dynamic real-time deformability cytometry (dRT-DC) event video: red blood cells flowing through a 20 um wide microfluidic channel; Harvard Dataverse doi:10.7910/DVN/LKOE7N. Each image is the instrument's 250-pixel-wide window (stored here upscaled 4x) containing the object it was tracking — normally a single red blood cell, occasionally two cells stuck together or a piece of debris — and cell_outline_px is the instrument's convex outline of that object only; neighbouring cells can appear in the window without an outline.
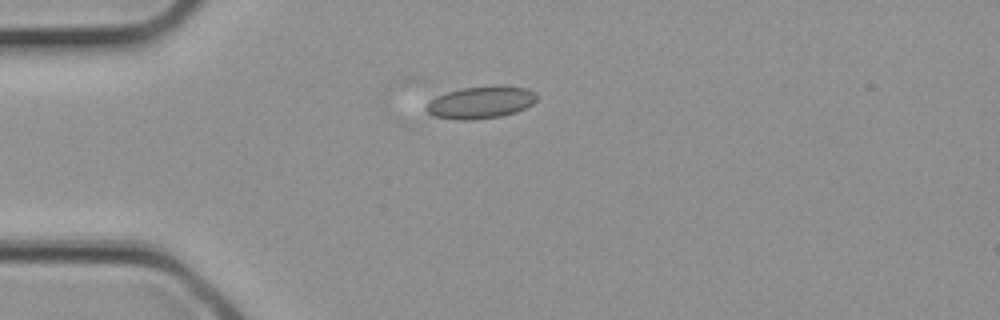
{"species": "common noctule bat (a hibernating species)", "species_latin": "Nyctalus noctula", "temperature_condition": "cold", "stored_images_in_passage": 1, "camera_frame_rate_fps": 3000, "um_per_image_px": 0.085, "animal": {"sex": "female", "body_mass_g": 21.9}, "frame": {"image": 1, "passage_image": 1, "time_ms": 0.0, "image_size_px": [1000, 320], "cell_outline_px": [[536, 100], [532, 104], [516, 112], [500, 116], [472, 120], [456, 120], [432, 116], [424, 108], [432, 92], [460, 88], [492, 84], [500, 84], [528, 88], [536, 92]], "centroid_in_image_um": [40.75, 8.66], "position_along_channel_um": 44.3, "area_um2": 21.96}}